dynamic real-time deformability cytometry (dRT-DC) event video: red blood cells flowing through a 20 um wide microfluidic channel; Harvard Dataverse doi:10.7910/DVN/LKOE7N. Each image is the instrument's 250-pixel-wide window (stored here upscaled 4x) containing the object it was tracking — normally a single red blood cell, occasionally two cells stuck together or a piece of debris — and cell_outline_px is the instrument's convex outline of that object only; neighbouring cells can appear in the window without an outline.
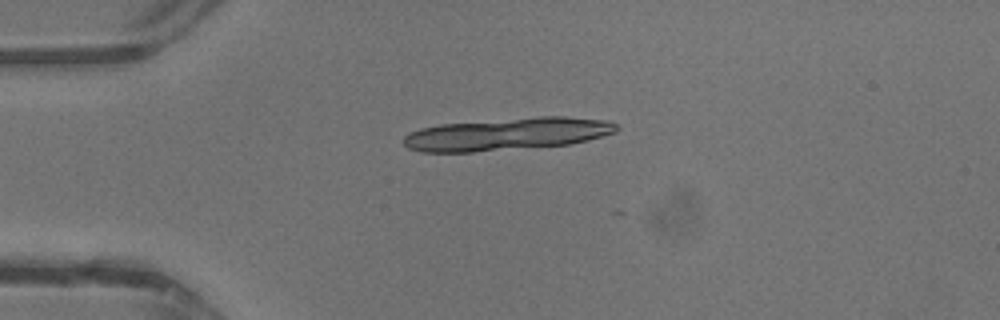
{"species": "common noctule bat (a hibernating species)", "species_latin": "Nyctalus noctula", "temperature_condition": "warm", "stored_images_in_passage": 5, "camera_frame_rate_fps": 3000, "um_per_image_px": 0.085, "animal": {"sex": "male", "body_mass_g": 13.3}, "frame": {"image": 1, "passage_image": 1, "time_ms": 0.0, "image_size_px": [1000, 320], "cell_outline_px": [[620, 128], [616, 132], [588, 140], [568, 144], [472, 152], [420, 152], [408, 148], [404, 144], [404, 136], [408, 132], [420, 128], [440, 124], [540, 116], [564, 116], [608, 120], [616, 124]], "centroid_in_image_um": [43.1, 11.38], "position_along_channel_um": 41.9, "area_um2": 40.4}}